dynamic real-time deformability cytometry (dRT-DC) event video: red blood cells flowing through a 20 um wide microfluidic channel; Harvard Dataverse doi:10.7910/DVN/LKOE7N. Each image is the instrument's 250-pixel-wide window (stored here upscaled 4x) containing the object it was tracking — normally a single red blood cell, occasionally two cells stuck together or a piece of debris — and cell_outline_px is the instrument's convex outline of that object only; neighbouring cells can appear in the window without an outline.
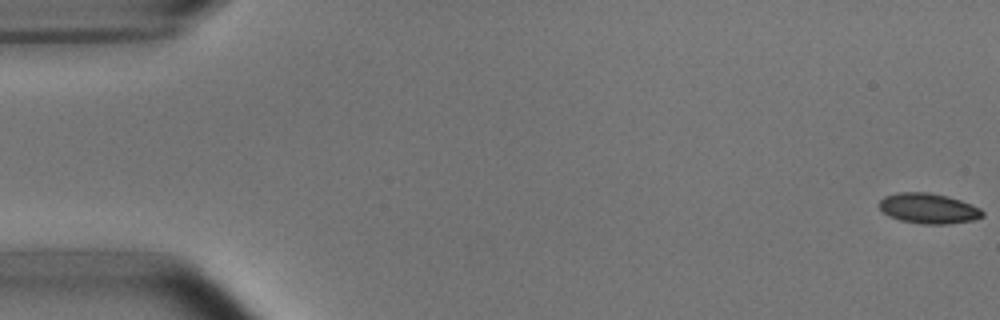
{"species": "common noctule bat (a hibernating species)", "species_latin": "Nyctalus noctula", "temperature_condition": "room temperature", "stored_images_in_passage": 53, "camera_frame_rate_fps": 3000, "um_per_image_px": 0.085, "animal": {"sex": "male", "body_mass_g": 15.6}, "frame": {"image": 1, "passage_image": 1, "time_ms": 0.0, "image_size_px": [1000, 320], "cell_outline_px": [[984, 216], [972, 220], [948, 224], [920, 224], [900, 220], [888, 216], [880, 208], [880, 200], [884, 196], [896, 192], [928, 192], [948, 196], [972, 204], [980, 208], [984, 212]], "centroid_in_image_um": [78.92, 17.71], "position_along_channel_um": 6.1, "area_um2": 18.32}}
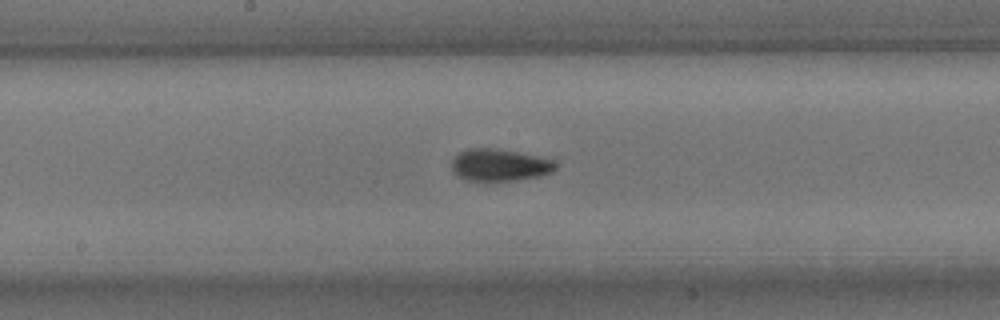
{"frame": {"image": 2, "passage_image": 28, "time_ms": 9.0, "image_size_px": [1000, 320], "cell_outline_px": [[556, 168], [552, 172], [540, 176], [516, 180], [484, 184], [468, 180], [456, 176], [452, 172], [452, 156], [468, 148], [496, 148], [536, 156], [552, 160], [556, 164]], "centroid_in_image_um": [42.39, 14.07], "position_along_channel_um": 205.8, "area_um2": 20.06}}
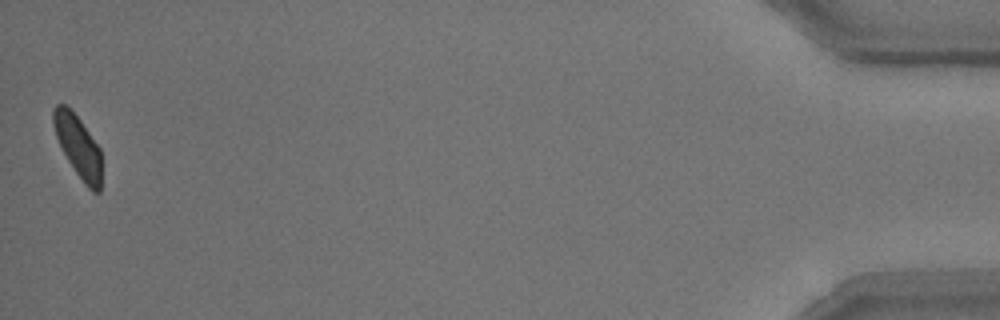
{"frame": {"image": 3, "passage_image": 53, "time_ms": 17.333, "image_size_px": [1000, 320], "cell_outline_px": [[100, 192], [92, 192], [84, 184], [68, 160], [56, 136], [52, 124], [52, 112], [56, 104], [64, 104], [80, 120], [100, 148]], "centroid_in_image_um": [6.62, 12.44], "position_along_channel_um": 428.6, "area_um2": 16.99}, "authors_computed_cell_mechanics": {"area_um2": 18.785, "velocity_mm_per_s": 3.7789, "shape_relaxation_time_tau1_ms": 2.6883, "shape_relaxation_time_tau2_ms": 1.3772, "deformation_change_tau1": 0.1012, "deformation_change_tau2": 0.0579}}